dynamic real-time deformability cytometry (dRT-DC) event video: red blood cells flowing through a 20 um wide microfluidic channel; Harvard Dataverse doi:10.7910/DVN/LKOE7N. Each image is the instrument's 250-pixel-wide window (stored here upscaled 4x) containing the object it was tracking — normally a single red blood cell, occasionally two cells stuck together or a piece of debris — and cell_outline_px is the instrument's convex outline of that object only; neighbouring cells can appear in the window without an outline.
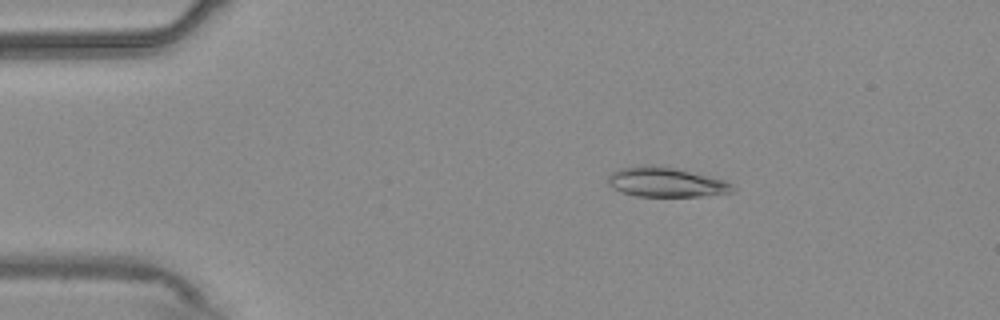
{"species": "common noctule bat (a hibernating species)", "species_latin": "Nyctalus noctula", "temperature_condition": "warm", "stored_images_in_passage": 55, "camera_frame_rate_fps": 3000, "um_per_image_px": 0.085, "animal": {"sex": "male", "body_mass_g": 20.4}, "frame": {"image": 1, "passage_image": 10, "time_ms": 3.0, "image_size_px": [1000, 320], "cell_outline_px": [[736, 188], [732, 192], [700, 196], [636, 196], [612, 188], [608, 184], [608, 176], [612, 172], [620, 168], [672, 168], [724, 180], [732, 184]], "centroid_in_image_um": [56.63, 15.54], "position_along_channel_um": 28.4, "area_um2": 20.4}}
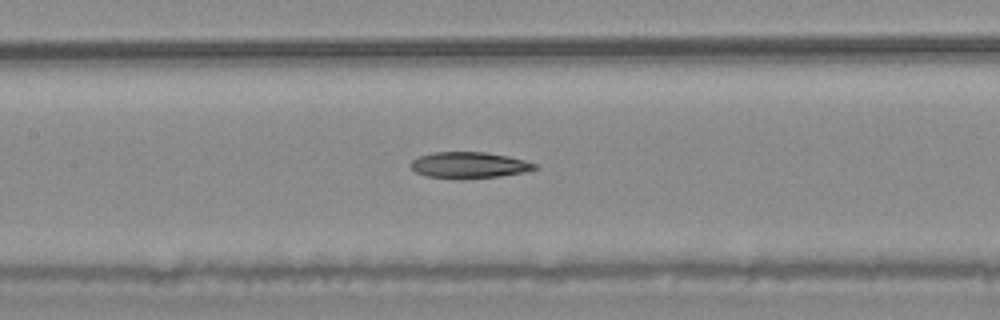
{"frame": {"image": 2, "passage_image": 26, "time_ms": 8.333, "image_size_px": [1000, 320], "cell_outline_px": [[540, 168], [524, 172], [500, 176], [464, 180], [428, 176], [416, 172], [408, 164], [412, 160], [420, 156], [436, 152], [484, 152], [508, 156], [524, 160], [536, 164]], "centroid_in_image_um": [39.88, 14.05], "position_along_channel_um": 167.5, "area_um2": 19.07}}
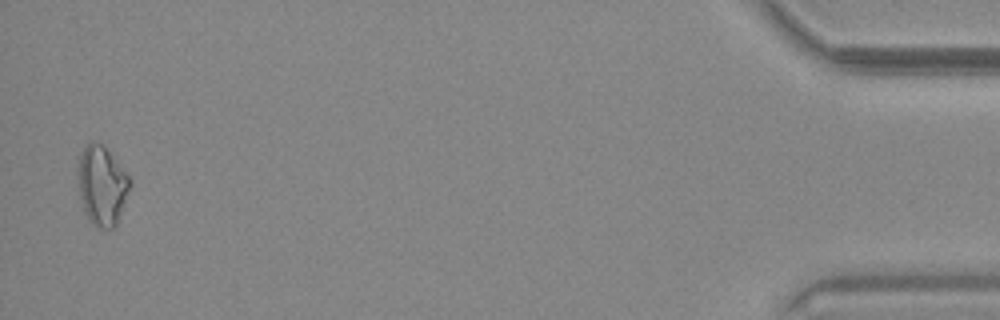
{"frame": {"image": 3, "passage_image": 54, "time_ms": 17.667, "image_size_px": [1000, 320], "cell_outline_px": [[132, 184], [116, 224], [112, 228], [100, 228], [92, 224], [88, 220], [80, 196], [76, 156], [84, 144], [92, 140], [104, 144], [132, 180]], "centroid_in_image_um": [8.64, 15.68], "position_along_channel_um": 426.6, "area_um2": 24.51}, "authors_computed_cell_mechanics": {"area_um2": 19.9988, "velocity_mm_per_s": 3.724, "shape_relaxation_time_tau1_ms": 11.322, "shape_relaxation_time_tau2_ms": 4.715, "deformation_change_tau1": 0.2175, "deformation_change_tau2": 0.1299}}